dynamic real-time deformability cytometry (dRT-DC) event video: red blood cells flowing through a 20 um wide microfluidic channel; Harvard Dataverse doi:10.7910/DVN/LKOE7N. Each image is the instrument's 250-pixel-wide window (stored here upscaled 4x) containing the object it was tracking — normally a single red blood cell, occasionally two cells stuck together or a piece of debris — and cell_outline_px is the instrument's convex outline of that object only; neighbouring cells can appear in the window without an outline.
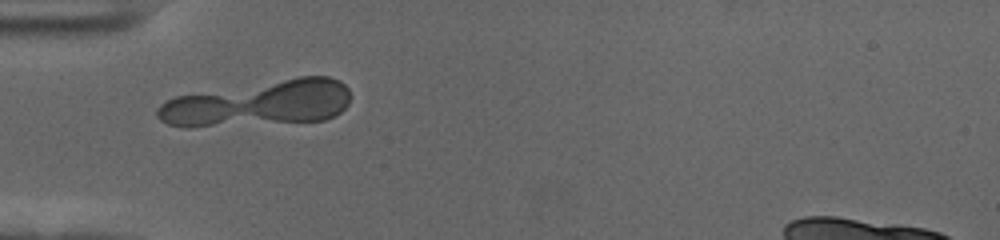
{"species": "human", "species_latin": "Homo sapiens", "temperature_condition": "cold", "stored_images_in_passage": 51, "camera_frame_rate_fps": 3000, "um_per_image_px": 0.085, "donor": {"sex": "female"}, "frame": {"image": 1, "passage_image": 12, "time_ms": 3.667, "image_size_px": [1000, 240], "cell_outline_px": [[348, 104], [336, 116], [324, 120], [192, 128], [188, 128], [168, 124], [160, 120], [156, 116], [156, 108], [160, 104], [176, 96], [300, 76], [328, 76], [340, 80], [348, 88]], "centroid_in_image_um": [21.97, 8.8], "position_along_channel_um": 63.0, "area_um2": 51.73}}
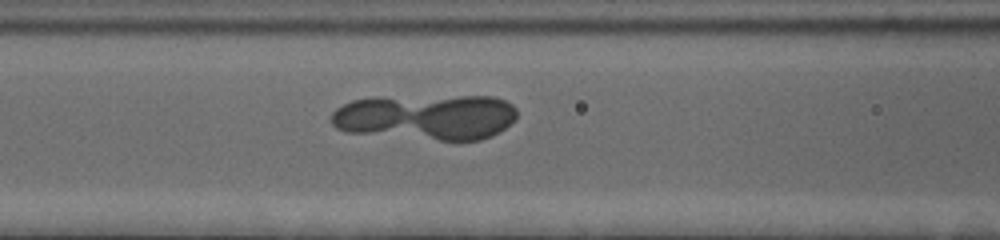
{"frame": {"image": 2, "passage_image": 18, "time_ms": 5.667, "image_size_px": [1000, 240], "cell_outline_px": [[516, 120], [500, 132], [492, 136], [480, 140], [440, 140], [344, 132], [336, 128], [332, 124], [332, 112], [336, 108], [352, 100], [460, 96], [492, 96], [504, 100], [512, 104], [516, 108]], "centroid_in_image_um": [36.29, 9.97], "position_along_channel_um": 130.3, "area_um2": 48.9}}
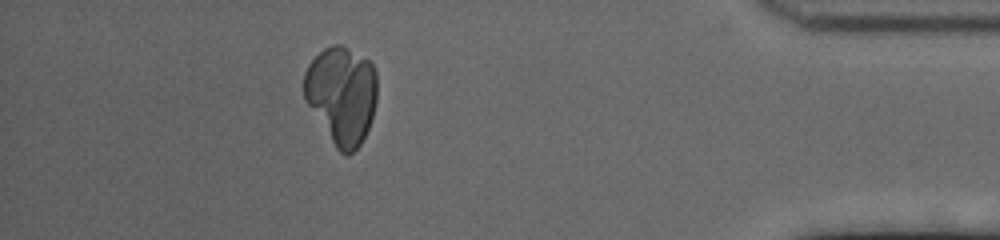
{"frame": {"image": 3, "passage_image": 45, "time_ms": 14.667, "image_size_px": [1000, 240], "cell_outline_px": [[376, 100], [372, 116], [368, 128], [360, 144], [348, 156], [344, 156], [336, 148], [304, 100], [304, 72], [308, 64], [324, 48], [332, 44], [340, 44], [348, 48], [368, 60], [372, 64], [376, 72]], "centroid_in_image_um": [29.02, 8.07], "position_along_channel_um": 406.2, "area_um2": 41.62}}